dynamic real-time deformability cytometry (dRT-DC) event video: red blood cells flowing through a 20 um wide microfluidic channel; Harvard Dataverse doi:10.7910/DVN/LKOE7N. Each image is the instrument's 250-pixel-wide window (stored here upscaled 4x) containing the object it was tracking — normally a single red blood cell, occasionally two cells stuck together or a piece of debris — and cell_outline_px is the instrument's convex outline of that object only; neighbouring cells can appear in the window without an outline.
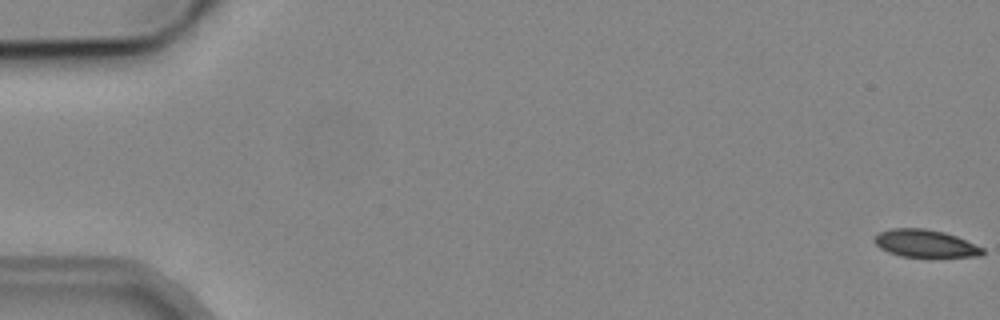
{"species": "common noctule bat (a hibernating species)", "species_latin": "Nyctalus noctula", "temperature_condition": "cold", "stored_images_in_passage": 6, "camera_frame_rate_fps": 3000, "um_per_image_px": 0.085, "animal": {"sex": "male", "body_mass_g": 19.2, "forearm_length_mm": 51.8}, "frame": {"image": 1, "passage_image": 1, "time_ms": 0.0, "image_size_px": [1000, 320], "cell_outline_px": [[984, 252], [980, 256], [900, 256], [888, 252], [880, 248], [872, 240], [880, 232], [892, 228], [924, 228], [944, 232], [956, 236], [984, 248]], "centroid_in_image_um": [78.62, 20.68], "position_along_channel_um": 6.4, "area_um2": 17.11}}
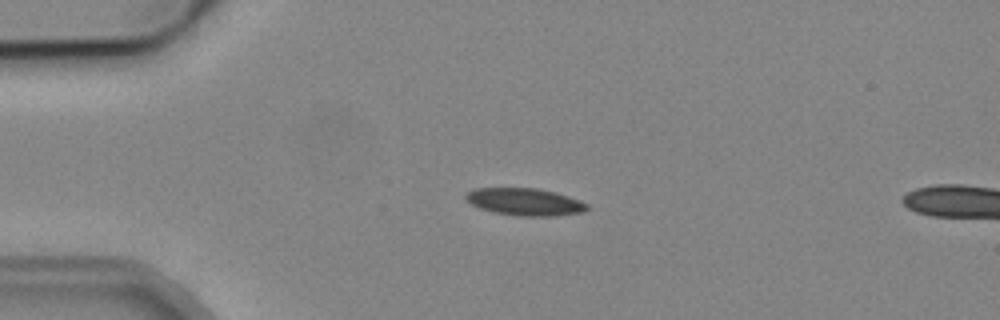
{"frame": {"image": 2, "passage_image": 4, "time_ms": 4.333, "image_size_px": [1000, 320], "cell_outline_px": [[588, 208], [584, 212], [556, 216], [516, 216], [492, 212], [480, 208], [472, 204], [464, 196], [468, 192], [476, 188], [536, 188], [568, 196], [588, 204]], "centroid_in_image_um": [44.62, 17.17], "position_along_channel_um": 40.4, "area_um2": 19.19}}